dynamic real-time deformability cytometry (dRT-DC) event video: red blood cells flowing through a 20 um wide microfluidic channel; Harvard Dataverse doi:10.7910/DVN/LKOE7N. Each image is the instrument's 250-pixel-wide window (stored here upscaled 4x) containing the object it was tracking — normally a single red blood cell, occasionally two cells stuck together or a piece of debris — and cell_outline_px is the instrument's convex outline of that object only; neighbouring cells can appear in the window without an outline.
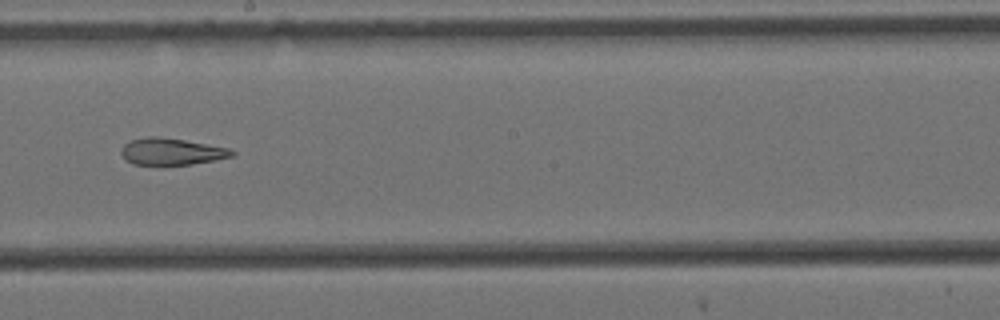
{"species": "Egyptian fruit bat (a non-hibernating species)", "species_latin": "Rousettus aegyptiacus", "temperature_condition": "cold", "stored_images_in_passage": 10, "camera_frame_rate_fps": 3000, "um_per_image_px": 0.085, "animal": {"sex": "female"}, "frame": {"image": 1, "passage_image": 9, "time_ms": 2.667, "image_size_px": [1000, 320], "cell_outline_px": [[236, 156], [216, 160], [192, 164], [132, 164], [120, 152], [120, 148], [124, 144], [132, 140], [148, 136], [156, 136], [184, 140], [228, 148], [236, 152]], "centroid_in_image_um": [14.61, 12.88], "position_along_channel_um": 233.6, "area_um2": 17.11}}
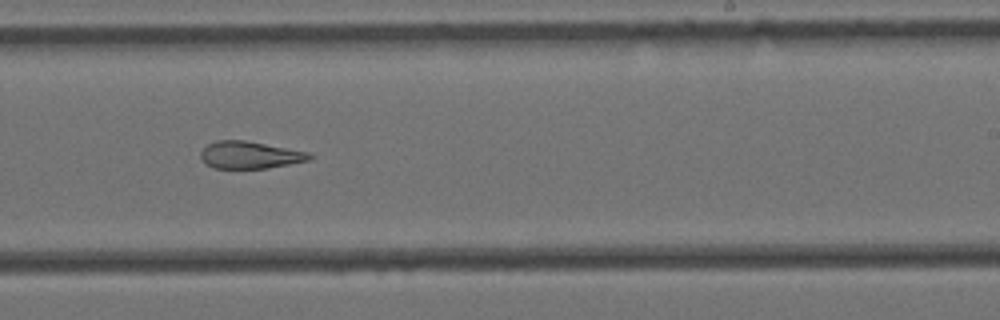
{"frame": {"image": 2, "passage_image": 10, "time_ms": 3.0, "image_size_px": [1000, 320], "cell_outline_px": [[312, 160], [268, 168], [212, 168], [204, 164], [200, 156], [200, 152], [208, 144], [216, 140], [244, 140], [308, 152], [312, 156]], "centroid_in_image_um": [21.21, 13.18], "position_along_channel_um": 267.8, "area_um2": 17.28}}